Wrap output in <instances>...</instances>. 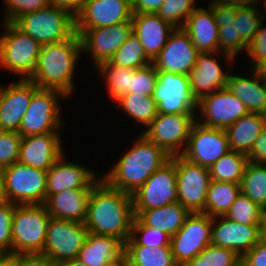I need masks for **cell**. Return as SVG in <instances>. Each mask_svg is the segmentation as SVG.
I'll list each match as a JSON object with an SVG mask.
<instances>
[{
    "label": "cell",
    "instance_id": "obj_1",
    "mask_svg": "<svg viewBox=\"0 0 266 266\" xmlns=\"http://www.w3.org/2000/svg\"><path fill=\"white\" fill-rule=\"evenodd\" d=\"M134 217L131 195L110 186L102 177L93 185L84 221L88 232L115 237L125 244Z\"/></svg>",
    "mask_w": 266,
    "mask_h": 266
},
{
    "label": "cell",
    "instance_id": "obj_2",
    "mask_svg": "<svg viewBox=\"0 0 266 266\" xmlns=\"http://www.w3.org/2000/svg\"><path fill=\"white\" fill-rule=\"evenodd\" d=\"M130 149L117 159L114 165L100 173L101 177L112 187L132 195L145 181L165 163L170 156L144 135L139 134Z\"/></svg>",
    "mask_w": 266,
    "mask_h": 266
},
{
    "label": "cell",
    "instance_id": "obj_3",
    "mask_svg": "<svg viewBox=\"0 0 266 266\" xmlns=\"http://www.w3.org/2000/svg\"><path fill=\"white\" fill-rule=\"evenodd\" d=\"M82 55L81 36L77 33L67 40L42 45L37 68L29 80L38 88L56 89L71 97L77 89L75 72Z\"/></svg>",
    "mask_w": 266,
    "mask_h": 266
},
{
    "label": "cell",
    "instance_id": "obj_4",
    "mask_svg": "<svg viewBox=\"0 0 266 266\" xmlns=\"http://www.w3.org/2000/svg\"><path fill=\"white\" fill-rule=\"evenodd\" d=\"M1 24L0 67L20 79H29L37 68L41 45L14 23Z\"/></svg>",
    "mask_w": 266,
    "mask_h": 266
},
{
    "label": "cell",
    "instance_id": "obj_5",
    "mask_svg": "<svg viewBox=\"0 0 266 266\" xmlns=\"http://www.w3.org/2000/svg\"><path fill=\"white\" fill-rule=\"evenodd\" d=\"M14 24L41 46L67 40L76 33L75 17L51 4L20 16Z\"/></svg>",
    "mask_w": 266,
    "mask_h": 266
},
{
    "label": "cell",
    "instance_id": "obj_6",
    "mask_svg": "<svg viewBox=\"0 0 266 266\" xmlns=\"http://www.w3.org/2000/svg\"><path fill=\"white\" fill-rule=\"evenodd\" d=\"M50 218L44 204L15 205L12 254L42 253Z\"/></svg>",
    "mask_w": 266,
    "mask_h": 266
},
{
    "label": "cell",
    "instance_id": "obj_7",
    "mask_svg": "<svg viewBox=\"0 0 266 266\" xmlns=\"http://www.w3.org/2000/svg\"><path fill=\"white\" fill-rule=\"evenodd\" d=\"M68 99L56 89L38 88L32 95L18 133L24 136L60 132L63 126L60 100Z\"/></svg>",
    "mask_w": 266,
    "mask_h": 266
},
{
    "label": "cell",
    "instance_id": "obj_8",
    "mask_svg": "<svg viewBox=\"0 0 266 266\" xmlns=\"http://www.w3.org/2000/svg\"><path fill=\"white\" fill-rule=\"evenodd\" d=\"M2 172L6 201L15 205L45 203L47 171L16 162L4 167Z\"/></svg>",
    "mask_w": 266,
    "mask_h": 266
},
{
    "label": "cell",
    "instance_id": "obj_9",
    "mask_svg": "<svg viewBox=\"0 0 266 266\" xmlns=\"http://www.w3.org/2000/svg\"><path fill=\"white\" fill-rule=\"evenodd\" d=\"M195 122L196 114L158 113L151 124L140 133L170 157L178 156L184 153Z\"/></svg>",
    "mask_w": 266,
    "mask_h": 266
},
{
    "label": "cell",
    "instance_id": "obj_10",
    "mask_svg": "<svg viewBox=\"0 0 266 266\" xmlns=\"http://www.w3.org/2000/svg\"><path fill=\"white\" fill-rule=\"evenodd\" d=\"M134 215L178 201L175 156L156 170L132 195Z\"/></svg>",
    "mask_w": 266,
    "mask_h": 266
},
{
    "label": "cell",
    "instance_id": "obj_11",
    "mask_svg": "<svg viewBox=\"0 0 266 266\" xmlns=\"http://www.w3.org/2000/svg\"><path fill=\"white\" fill-rule=\"evenodd\" d=\"M213 218L203 212L190 213L171 237L170 246L178 266H184L211 244Z\"/></svg>",
    "mask_w": 266,
    "mask_h": 266
},
{
    "label": "cell",
    "instance_id": "obj_12",
    "mask_svg": "<svg viewBox=\"0 0 266 266\" xmlns=\"http://www.w3.org/2000/svg\"><path fill=\"white\" fill-rule=\"evenodd\" d=\"M178 202L190 213H205L211 182L209 168L195 164L182 155L175 156Z\"/></svg>",
    "mask_w": 266,
    "mask_h": 266
},
{
    "label": "cell",
    "instance_id": "obj_13",
    "mask_svg": "<svg viewBox=\"0 0 266 266\" xmlns=\"http://www.w3.org/2000/svg\"><path fill=\"white\" fill-rule=\"evenodd\" d=\"M88 233L84 223L50 218L42 253L54 263L77 258Z\"/></svg>",
    "mask_w": 266,
    "mask_h": 266
},
{
    "label": "cell",
    "instance_id": "obj_14",
    "mask_svg": "<svg viewBox=\"0 0 266 266\" xmlns=\"http://www.w3.org/2000/svg\"><path fill=\"white\" fill-rule=\"evenodd\" d=\"M221 55L224 59L221 62L223 63L224 61L226 67H228L227 65L231 67L232 62H235L233 56L222 52H203L198 54L195 67L188 74L189 86L196 101L227 87L230 67H228L227 72V68L223 66L225 64H221L219 61Z\"/></svg>",
    "mask_w": 266,
    "mask_h": 266
},
{
    "label": "cell",
    "instance_id": "obj_15",
    "mask_svg": "<svg viewBox=\"0 0 266 266\" xmlns=\"http://www.w3.org/2000/svg\"><path fill=\"white\" fill-rule=\"evenodd\" d=\"M248 113L245 104L226 87L197 101L196 121L206 127L225 129Z\"/></svg>",
    "mask_w": 266,
    "mask_h": 266
},
{
    "label": "cell",
    "instance_id": "obj_16",
    "mask_svg": "<svg viewBox=\"0 0 266 266\" xmlns=\"http://www.w3.org/2000/svg\"><path fill=\"white\" fill-rule=\"evenodd\" d=\"M153 99L158 113L196 114L197 101L192 95L187 75L158 71Z\"/></svg>",
    "mask_w": 266,
    "mask_h": 266
},
{
    "label": "cell",
    "instance_id": "obj_17",
    "mask_svg": "<svg viewBox=\"0 0 266 266\" xmlns=\"http://www.w3.org/2000/svg\"><path fill=\"white\" fill-rule=\"evenodd\" d=\"M133 33L132 19L119 24L85 29L81 34L82 54H89L94 68L109 62Z\"/></svg>",
    "mask_w": 266,
    "mask_h": 266
},
{
    "label": "cell",
    "instance_id": "obj_18",
    "mask_svg": "<svg viewBox=\"0 0 266 266\" xmlns=\"http://www.w3.org/2000/svg\"><path fill=\"white\" fill-rule=\"evenodd\" d=\"M229 151L231 150L224 129L206 127L196 121L192 125L182 156L192 163L209 168Z\"/></svg>",
    "mask_w": 266,
    "mask_h": 266
},
{
    "label": "cell",
    "instance_id": "obj_19",
    "mask_svg": "<svg viewBox=\"0 0 266 266\" xmlns=\"http://www.w3.org/2000/svg\"><path fill=\"white\" fill-rule=\"evenodd\" d=\"M132 17L131 0H88L75 17V30L80 35L85 29L119 24Z\"/></svg>",
    "mask_w": 266,
    "mask_h": 266
},
{
    "label": "cell",
    "instance_id": "obj_20",
    "mask_svg": "<svg viewBox=\"0 0 266 266\" xmlns=\"http://www.w3.org/2000/svg\"><path fill=\"white\" fill-rule=\"evenodd\" d=\"M199 53L190 36L182 28H176L161 52L152 60V64L157 71L188 76L196 65Z\"/></svg>",
    "mask_w": 266,
    "mask_h": 266
},
{
    "label": "cell",
    "instance_id": "obj_21",
    "mask_svg": "<svg viewBox=\"0 0 266 266\" xmlns=\"http://www.w3.org/2000/svg\"><path fill=\"white\" fill-rule=\"evenodd\" d=\"M263 238V225H243L225 216L213 217L211 244L243 257Z\"/></svg>",
    "mask_w": 266,
    "mask_h": 266
},
{
    "label": "cell",
    "instance_id": "obj_22",
    "mask_svg": "<svg viewBox=\"0 0 266 266\" xmlns=\"http://www.w3.org/2000/svg\"><path fill=\"white\" fill-rule=\"evenodd\" d=\"M64 154L47 170L46 199L65 190L87 189L101 175L79 162L67 161Z\"/></svg>",
    "mask_w": 266,
    "mask_h": 266
},
{
    "label": "cell",
    "instance_id": "obj_23",
    "mask_svg": "<svg viewBox=\"0 0 266 266\" xmlns=\"http://www.w3.org/2000/svg\"><path fill=\"white\" fill-rule=\"evenodd\" d=\"M61 132L24 136L20 143L18 162L47 171L65 152Z\"/></svg>",
    "mask_w": 266,
    "mask_h": 266
},
{
    "label": "cell",
    "instance_id": "obj_24",
    "mask_svg": "<svg viewBox=\"0 0 266 266\" xmlns=\"http://www.w3.org/2000/svg\"><path fill=\"white\" fill-rule=\"evenodd\" d=\"M37 89L29 79H19L5 86L0 100V131L18 132Z\"/></svg>",
    "mask_w": 266,
    "mask_h": 266
},
{
    "label": "cell",
    "instance_id": "obj_25",
    "mask_svg": "<svg viewBox=\"0 0 266 266\" xmlns=\"http://www.w3.org/2000/svg\"><path fill=\"white\" fill-rule=\"evenodd\" d=\"M176 28L163 21L157 13H133L132 31L152 61L166 45Z\"/></svg>",
    "mask_w": 266,
    "mask_h": 266
},
{
    "label": "cell",
    "instance_id": "obj_26",
    "mask_svg": "<svg viewBox=\"0 0 266 266\" xmlns=\"http://www.w3.org/2000/svg\"><path fill=\"white\" fill-rule=\"evenodd\" d=\"M100 178L101 175L87 189H70L49 196L44 206L50 217L84 223L91 189Z\"/></svg>",
    "mask_w": 266,
    "mask_h": 266
},
{
    "label": "cell",
    "instance_id": "obj_27",
    "mask_svg": "<svg viewBox=\"0 0 266 266\" xmlns=\"http://www.w3.org/2000/svg\"><path fill=\"white\" fill-rule=\"evenodd\" d=\"M182 29L190 36L200 53L218 52L219 27L209 5L198 6L187 18Z\"/></svg>",
    "mask_w": 266,
    "mask_h": 266
},
{
    "label": "cell",
    "instance_id": "obj_28",
    "mask_svg": "<svg viewBox=\"0 0 266 266\" xmlns=\"http://www.w3.org/2000/svg\"><path fill=\"white\" fill-rule=\"evenodd\" d=\"M251 71H250V70ZM248 73L233 74L230 71L227 89L237 96L248 108L249 112L266 115V82L253 68ZM250 76V77H249Z\"/></svg>",
    "mask_w": 266,
    "mask_h": 266
},
{
    "label": "cell",
    "instance_id": "obj_29",
    "mask_svg": "<svg viewBox=\"0 0 266 266\" xmlns=\"http://www.w3.org/2000/svg\"><path fill=\"white\" fill-rule=\"evenodd\" d=\"M124 252L125 244L120 239L89 232L77 259L87 266H105Z\"/></svg>",
    "mask_w": 266,
    "mask_h": 266
},
{
    "label": "cell",
    "instance_id": "obj_30",
    "mask_svg": "<svg viewBox=\"0 0 266 266\" xmlns=\"http://www.w3.org/2000/svg\"><path fill=\"white\" fill-rule=\"evenodd\" d=\"M266 126V115L249 112L225 128L229 148L248 156L255 140Z\"/></svg>",
    "mask_w": 266,
    "mask_h": 266
},
{
    "label": "cell",
    "instance_id": "obj_31",
    "mask_svg": "<svg viewBox=\"0 0 266 266\" xmlns=\"http://www.w3.org/2000/svg\"><path fill=\"white\" fill-rule=\"evenodd\" d=\"M189 214L190 212L177 201L163 207L143 210L137 218L145 226L161 230L172 237L184 225Z\"/></svg>",
    "mask_w": 266,
    "mask_h": 266
},
{
    "label": "cell",
    "instance_id": "obj_32",
    "mask_svg": "<svg viewBox=\"0 0 266 266\" xmlns=\"http://www.w3.org/2000/svg\"><path fill=\"white\" fill-rule=\"evenodd\" d=\"M118 110L133 120L135 126L140 125L145 129L151 124L158 114L157 104L153 96H141L134 93H125L115 102Z\"/></svg>",
    "mask_w": 266,
    "mask_h": 266
},
{
    "label": "cell",
    "instance_id": "obj_33",
    "mask_svg": "<svg viewBox=\"0 0 266 266\" xmlns=\"http://www.w3.org/2000/svg\"><path fill=\"white\" fill-rule=\"evenodd\" d=\"M240 193L241 184L211 180L206 196L205 213L212 218L225 216Z\"/></svg>",
    "mask_w": 266,
    "mask_h": 266
},
{
    "label": "cell",
    "instance_id": "obj_34",
    "mask_svg": "<svg viewBox=\"0 0 266 266\" xmlns=\"http://www.w3.org/2000/svg\"><path fill=\"white\" fill-rule=\"evenodd\" d=\"M98 76L105 80L104 84L108 96L112 102L119 100L125 93H130L131 77L134 76L135 69L119 67L109 62H104L96 67Z\"/></svg>",
    "mask_w": 266,
    "mask_h": 266
},
{
    "label": "cell",
    "instance_id": "obj_35",
    "mask_svg": "<svg viewBox=\"0 0 266 266\" xmlns=\"http://www.w3.org/2000/svg\"><path fill=\"white\" fill-rule=\"evenodd\" d=\"M248 162L247 155L231 150L209 167L211 180L241 184Z\"/></svg>",
    "mask_w": 266,
    "mask_h": 266
},
{
    "label": "cell",
    "instance_id": "obj_36",
    "mask_svg": "<svg viewBox=\"0 0 266 266\" xmlns=\"http://www.w3.org/2000/svg\"><path fill=\"white\" fill-rule=\"evenodd\" d=\"M130 266H178L171 247L125 246Z\"/></svg>",
    "mask_w": 266,
    "mask_h": 266
},
{
    "label": "cell",
    "instance_id": "obj_37",
    "mask_svg": "<svg viewBox=\"0 0 266 266\" xmlns=\"http://www.w3.org/2000/svg\"><path fill=\"white\" fill-rule=\"evenodd\" d=\"M241 192L263 210L266 209V164L248 162L241 181Z\"/></svg>",
    "mask_w": 266,
    "mask_h": 266
},
{
    "label": "cell",
    "instance_id": "obj_38",
    "mask_svg": "<svg viewBox=\"0 0 266 266\" xmlns=\"http://www.w3.org/2000/svg\"><path fill=\"white\" fill-rule=\"evenodd\" d=\"M110 62L119 67L133 69H139L152 63L141 42L133 33L115 52Z\"/></svg>",
    "mask_w": 266,
    "mask_h": 266
},
{
    "label": "cell",
    "instance_id": "obj_39",
    "mask_svg": "<svg viewBox=\"0 0 266 266\" xmlns=\"http://www.w3.org/2000/svg\"><path fill=\"white\" fill-rule=\"evenodd\" d=\"M225 217L243 225H263L264 210L241 192Z\"/></svg>",
    "mask_w": 266,
    "mask_h": 266
},
{
    "label": "cell",
    "instance_id": "obj_40",
    "mask_svg": "<svg viewBox=\"0 0 266 266\" xmlns=\"http://www.w3.org/2000/svg\"><path fill=\"white\" fill-rule=\"evenodd\" d=\"M171 237L161 230L145 226L136 216L134 217L130 238L125 246L171 247Z\"/></svg>",
    "mask_w": 266,
    "mask_h": 266
},
{
    "label": "cell",
    "instance_id": "obj_41",
    "mask_svg": "<svg viewBox=\"0 0 266 266\" xmlns=\"http://www.w3.org/2000/svg\"><path fill=\"white\" fill-rule=\"evenodd\" d=\"M241 261L235 251L209 244L184 266H241Z\"/></svg>",
    "mask_w": 266,
    "mask_h": 266
},
{
    "label": "cell",
    "instance_id": "obj_42",
    "mask_svg": "<svg viewBox=\"0 0 266 266\" xmlns=\"http://www.w3.org/2000/svg\"><path fill=\"white\" fill-rule=\"evenodd\" d=\"M198 6L195 0H164L157 14L175 28H182Z\"/></svg>",
    "mask_w": 266,
    "mask_h": 266
},
{
    "label": "cell",
    "instance_id": "obj_43",
    "mask_svg": "<svg viewBox=\"0 0 266 266\" xmlns=\"http://www.w3.org/2000/svg\"><path fill=\"white\" fill-rule=\"evenodd\" d=\"M257 5L237 7L235 18L236 36H240L249 44L256 34L261 21L262 15Z\"/></svg>",
    "mask_w": 266,
    "mask_h": 266
},
{
    "label": "cell",
    "instance_id": "obj_44",
    "mask_svg": "<svg viewBox=\"0 0 266 266\" xmlns=\"http://www.w3.org/2000/svg\"><path fill=\"white\" fill-rule=\"evenodd\" d=\"M216 23L219 27L218 52L233 56L235 59L242 52L246 55L248 44L240 36H236L235 22Z\"/></svg>",
    "mask_w": 266,
    "mask_h": 266
},
{
    "label": "cell",
    "instance_id": "obj_45",
    "mask_svg": "<svg viewBox=\"0 0 266 266\" xmlns=\"http://www.w3.org/2000/svg\"><path fill=\"white\" fill-rule=\"evenodd\" d=\"M158 81V71L151 63L145 67L135 69L131 77L130 93L141 96H153Z\"/></svg>",
    "mask_w": 266,
    "mask_h": 266
},
{
    "label": "cell",
    "instance_id": "obj_46",
    "mask_svg": "<svg viewBox=\"0 0 266 266\" xmlns=\"http://www.w3.org/2000/svg\"><path fill=\"white\" fill-rule=\"evenodd\" d=\"M5 12L1 22L14 23L20 16L47 7L49 0H4Z\"/></svg>",
    "mask_w": 266,
    "mask_h": 266
},
{
    "label": "cell",
    "instance_id": "obj_47",
    "mask_svg": "<svg viewBox=\"0 0 266 266\" xmlns=\"http://www.w3.org/2000/svg\"><path fill=\"white\" fill-rule=\"evenodd\" d=\"M22 136L14 131H0V168L18 162Z\"/></svg>",
    "mask_w": 266,
    "mask_h": 266
},
{
    "label": "cell",
    "instance_id": "obj_48",
    "mask_svg": "<svg viewBox=\"0 0 266 266\" xmlns=\"http://www.w3.org/2000/svg\"><path fill=\"white\" fill-rule=\"evenodd\" d=\"M15 204L9 201L0 203V252L12 254V220Z\"/></svg>",
    "mask_w": 266,
    "mask_h": 266
},
{
    "label": "cell",
    "instance_id": "obj_49",
    "mask_svg": "<svg viewBox=\"0 0 266 266\" xmlns=\"http://www.w3.org/2000/svg\"><path fill=\"white\" fill-rule=\"evenodd\" d=\"M264 19L261 21L259 28L254 35L253 40L248 44L246 56H248L247 63L249 68H255L262 60L266 59V26L263 24ZM264 26V27H263Z\"/></svg>",
    "mask_w": 266,
    "mask_h": 266
},
{
    "label": "cell",
    "instance_id": "obj_50",
    "mask_svg": "<svg viewBox=\"0 0 266 266\" xmlns=\"http://www.w3.org/2000/svg\"><path fill=\"white\" fill-rule=\"evenodd\" d=\"M241 266H266L265 237H263L242 257Z\"/></svg>",
    "mask_w": 266,
    "mask_h": 266
},
{
    "label": "cell",
    "instance_id": "obj_51",
    "mask_svg": "<svg viewBox=\"0 0 266 266\" xmlns=\"http://www.w3.org/2000/svg\"><path fill=\"white\" fill-rule=\"evenodd\" d=\"M54 262L43 253L13 254V266H54Z\"/></svg>",
    "mask_w": 266,
    "mask_h": 266
},
{
    "label": "cell",
    "instance_id": "obj_52",
    "mask_svg": "<svg viewBox=\"0 0 266 266\" xmlns=\"http://www.w3.org/2000/svg\"><path fill=\"white\" fill-rule=\"evenodd\" d=\"M213 11L215 22L235 21L237 7L220 3L218 1H211L208 4Z\"/></svg>",
    "mask_w": 266,
    "mask_h": 266
},
{
    "label": "cell",
    "instance_id": "obj_53",
    "mask_svg": "<svg viewBox=\"0 0 266 266\" xmlns=\"http://www.w3.org/2000/svg\"><path fill=\"white\" fill-rule=\"evenodd\" d=\"M247 157L249 162L266 164V126L255 140Z\"/></svg>",
    "mask_w": 266,
    "mask_h": 266
},
{
    "label": "cell",
    "instance_id": "obj_54",
    "mask_svg": "<svg viewBox=\"0 0 266 266\" xmlns=\"http://www.w3.org/2000/svg\"><path fill=\"white\" fill-rule=\"evenodd\" d=\"M164 0H131L133 13H157Z\"/></svg>",
    "mask_w": 266,
    "mask_h": 266
},
{
    "label": "cell",
    "instance_id": "obj_55",
    "mask_svg": "<svg viewBox=\"0 0 266 266\" xmlns=\"http://www.w3.org/2000/svg\"><path fill=\"white\" fill-rule=\"evenodd\" d=\"M88 0H49L51 5L69 11L74 17L83 9Z\"/></svg>",
    "mask_w": 266,
    "mask_h": 266
},
{
    "label": "cell",
    "instance_id": "obj_56",
    "mask_svg": "<svg viewBox=\"0 0 266 266\" xmlns=\"http://www.w3.org/2000/svg\"><path fill=\"white\" fill-rule=\"evenodd\" d=\"M213 1H218L223 4L236 6V7L251 6L257 4V0H213Z\"/></svg>",
    "mask_w": 266,
    "mask_h": 266
},
{
    "label": "cell",
    "instance_id": "obj_57",
    "mask_svg": "<svg viewBox=\"0 0 266 266\" xmlns=\"http://www.w3.org/2000/svg\"><path fill=\"white\" fill-rule=\"evenodd\" d=\"M105 266H130L127 255L124 253L114 261L108 262Z\"/></svg>",
    "mask_w": 266,
    "mask_h": 266
},
{
    "label": "cell",
    "instance_id": "obj_58",
    "mask_svg": "<svg viewBox=\"0 0 266 266\" xmlns=\"http://www.w3.org/2000/svg\"><path fill=\"white\" fill-rule=\"evenodd\" d=\"M54 266H87L82 261H80L77 258H74L72 260L63 261L60 263H55Z\"/></svg>",
    "mask_w": 266,
    "mask_h": 266
},
{
    "label": "cell",
    "instance_id": "obj_59",
    "mask_svg": "<svg viewBox=\"0 0 266 266\" xmlns=\"http://www.w3.org/2000/svg\"><path fill=\"white\" fill-rule=\"evenodd\" d=\"M254 70L256 73L266 80V59L262 60L255 68Z\"/></svg>",
    "mask_w": 266,
    "mask_h": 266
},
{
    "label": "cell",
    "instance_id": "obj_60",
    "mask_svg": "<svg viewBox=\"0 0 266 266\" xmlns=\"http://www.w3.org/2000/svg\"><path fill=\"white\" fill-rule=\"evenodd\" d=\"M0 266H13V254H4L0 258Z\"/></svg>",
    "mask_w": 266,
    "mask_h": 266
},
{
    "label": "cell",
    "instance_id": "obj_61",
    "mask_svg": "<svg viewBox=\"0 0 266 266\" xmlns=\"http://www.w3.org/2000/svg\"><path fill=\"white\" fill-rule=\"evenodd\" d=\"M6 201L4 192H3V172L2 168H0V203Z\"/></svg>",
    "mask_w": 266,
    "mask_h": 266
},
{
    "label": "cell",
    "instance_id": "obj_62",
    "mask_svg": "<svg viewBox=\"0 0 266 266\" xmlns=\"http://www.w3.org/2000/svg\"><path fill=\"white\" fill-rule=\"evenodd\" d=\"M263 5V7H264V11L263 12H261V11H259L260 12V14L262 15V17H263V19L265 20V18H266V0H257V4H259L260 5V3Z\"/></svg>",
    "mask_w": 266,
    "mask_h": 266
},
{
    "label": "cell",
    "instance_id": "obj_63",
    "mask_svg": "<svg viewBox=\"0 0 266 266\" xmlns=\"http://www.w3.org/2000/svg\"><path fill=\"white\" fill-rule=\"evenodd\" d=\"M263 237L266 238V209L264 210V218H263Z\"/></svg>",
    "mask_w": 266,
    "mask_h": 266
},
{
    "label": "cell",
    "instance_id": "obj_64",
    "mask_svg": "<svg viewBox=\"0 0 266 266\" xmlns=\"http://www.w3.org/2000/svg\"><path fill=\"white\" fill-rule=\"evenodd\" d=\"M4 88H5V86H1L0 85V100H1V96H2V93H3V91H4Z\"/></svg>",
    "mask_w": 266,
    "mask_h": 266
}]
</instances>
